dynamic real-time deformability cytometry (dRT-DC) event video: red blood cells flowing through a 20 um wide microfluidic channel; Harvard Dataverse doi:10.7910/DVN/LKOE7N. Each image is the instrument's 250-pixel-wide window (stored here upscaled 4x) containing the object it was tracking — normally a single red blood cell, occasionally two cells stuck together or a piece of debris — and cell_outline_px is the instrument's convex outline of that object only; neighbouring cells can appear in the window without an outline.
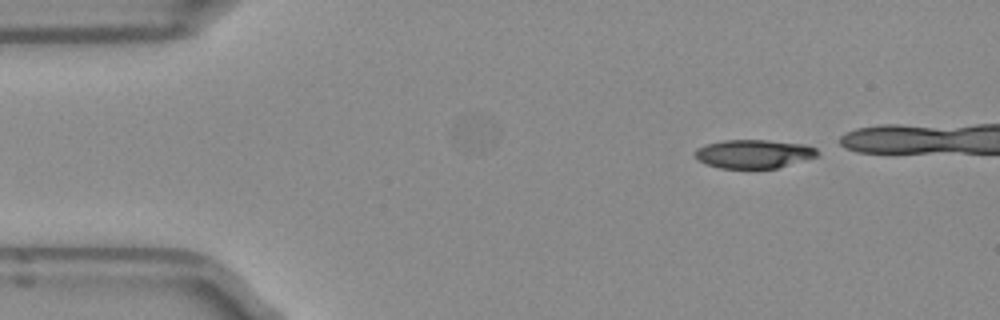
{"species": "Egyptian fruit bat (a non-hibernating species)", "species_latin": "Rousettus aegyptiacus", "temperature_condition": "room temperature", "stored_images_in_passage": 35, "camera_frame_rate_fps": 3000, "um_per_image_px": 0.085, "frame": {"image": 1, "passage_image": 1, "time_ms": 0.0, "image_size_px": [1000, 320], "cell_outline_px": [[820, 156], [776, 168], [720, 168], [708, 164], [700, 160], [696, 156], [696, 148], [704, 144], [724, 140], [768, 140], [804, 144], [816, 148], [820, 152]], "centroid_in_image_um": [64.12, 13.07], "position_along_channel_um": 20.9, "area_um2": 20.4}}
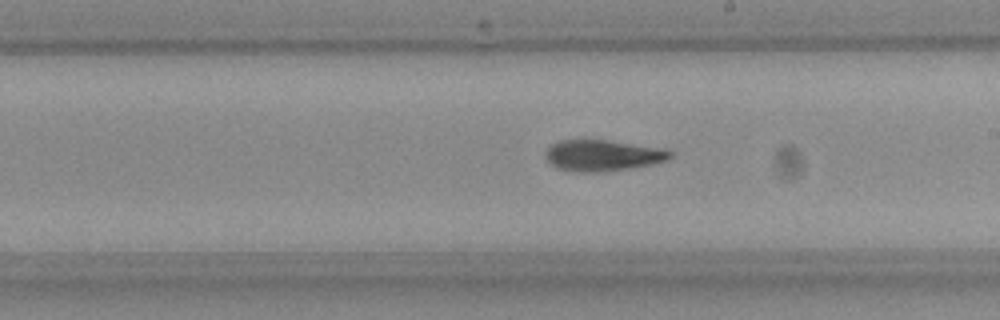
{"frame": {"image": 2, "passage_image": 23, "time_ms": 7.333, "image_size_px": [1000, 320], "cell_outline_px": [[672, 156], [668, 160], [652, 164], [628, 168], [596, 172], [580, 172], [556, 168], [548, 160], [548, 148], [552, 144], [560, 140], [608, 140], [668, 148], [672, 152]], "centroid_in_image_um": [51.31, 13.2], "position_along_channel_um": 237.7, "area_um2": 22.48}}
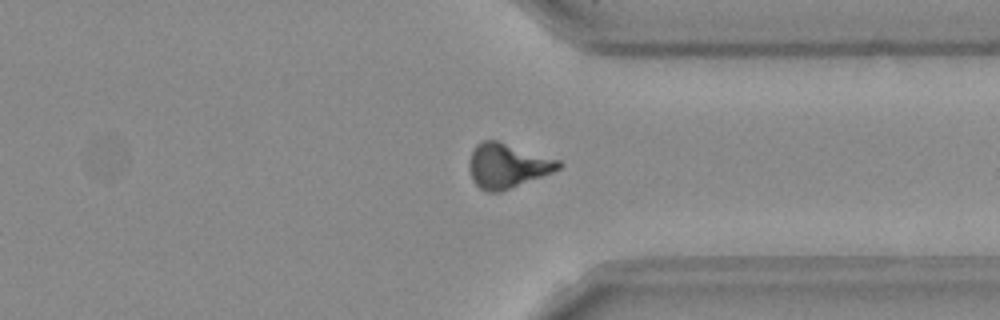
{"frame": {"image": 3, "passage_image": 33, "time_ms": 10.667, "image_size_px": [1000, 320], "cell_outline_px": [[564, 164], [560, 168], [552, 172], [500, 192], [488, 192], [480, 188], [472, 180], [468, 168], [468, 164], [472, 152], [476, 144], [484, 140], [496, 140], [560, 160]], "centroid_in_image_um": [43.1, 14.08], "position_along_channel_um": 368.3, "area_um2": 23.06}}